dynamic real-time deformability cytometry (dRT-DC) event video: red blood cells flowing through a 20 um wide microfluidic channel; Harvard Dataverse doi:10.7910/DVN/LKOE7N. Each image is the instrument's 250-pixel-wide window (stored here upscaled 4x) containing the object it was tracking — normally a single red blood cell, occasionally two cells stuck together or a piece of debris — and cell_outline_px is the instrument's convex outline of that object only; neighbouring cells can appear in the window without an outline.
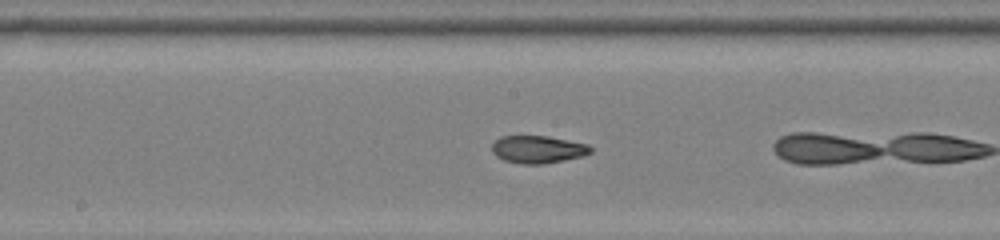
{"species": "common noctule bat (a hibernating species)", "species_latin": "Nyctalus noctula", "temperature_condition": "room temperature", "stored_images_in_passage": 25, "segment_of_instrument_passage": [2, 2], "camera_frame_rate_fps": 3000, "um_per_image_px": 0.085, "animal": {"sex": "female", "body_mass_g": 22.0, "forearm_length_mm": 56.7}, "frame": {"image": 1, "passage_image": 24, "time_ms": 7.667, "image_size_px": [1000, 240], "cell_outline_px": [[592, 152], [580, 156], [540, 164], [520, 164], [504, 160], [496, 156], [492, 152], [492, 144], [500, 136], [548, 136], [588, 144], [592, 148]], "centroid_in_image_um": [45.68, 12.69], "position_along_channel_um": 202.5, "area_um2": 15.66}}